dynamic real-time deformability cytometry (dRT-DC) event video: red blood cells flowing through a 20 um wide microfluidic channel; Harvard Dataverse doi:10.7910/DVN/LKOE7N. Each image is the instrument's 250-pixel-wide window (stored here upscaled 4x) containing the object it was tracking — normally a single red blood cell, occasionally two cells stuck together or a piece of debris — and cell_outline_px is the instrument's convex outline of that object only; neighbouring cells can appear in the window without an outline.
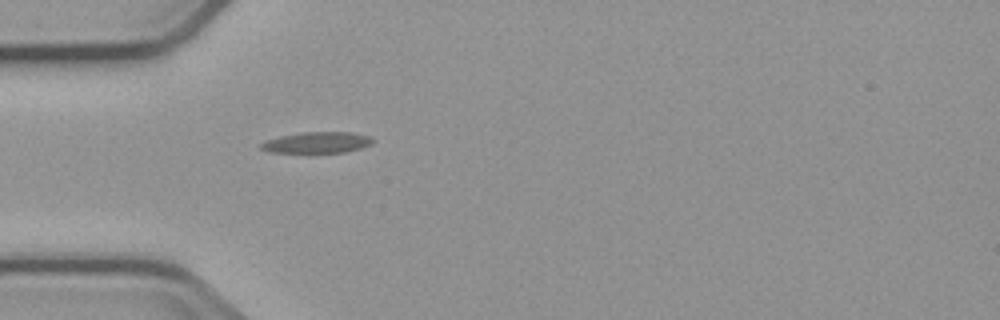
{"species": "common noctule bat (a hibernating species)", "species_latin": "Nyctalus noctula", "temperature_condition": "cold", "stored_images_in_passage": 1, "camera_frame_rate_fps": 3000, "um_per_image_px": 0.085, "animal": {"sex": "male", "body_mass_g": 23.1, "forearm_length_mm": 52.7}, "frame": {"image": 1, "passage_image": 1, "time_ms": 0.0, "image_size_px": [1000, 320], "cell_outline_px": [[376, 140], [372, 144], [360, 148], [344, 152], [268, 152], [260, 148], [260, 144], [268, 140], [280, 136], [300, 132], [348, 132], [368, 136]], "centroid_in_image_um": [26.96, 12.11], "position_along_channel_um": 58.0, "area_um2": 13.58}}